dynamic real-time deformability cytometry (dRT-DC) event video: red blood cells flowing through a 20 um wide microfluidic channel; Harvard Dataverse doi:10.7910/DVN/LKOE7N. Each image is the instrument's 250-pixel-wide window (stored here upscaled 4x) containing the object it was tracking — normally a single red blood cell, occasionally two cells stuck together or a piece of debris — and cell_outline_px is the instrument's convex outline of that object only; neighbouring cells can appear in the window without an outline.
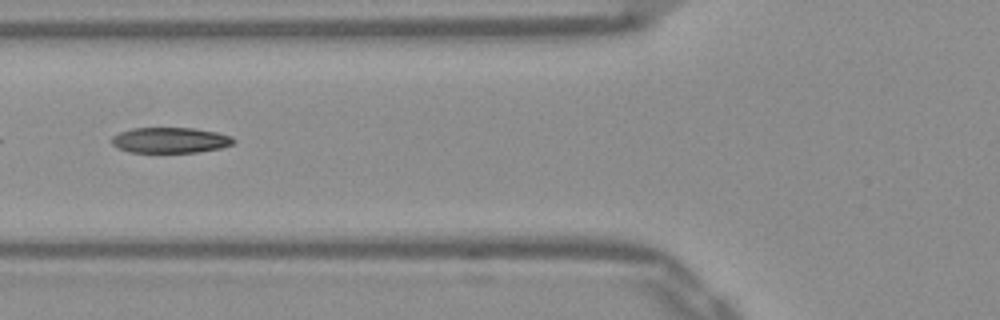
{"species": "Egyptian fruit bat (a non-hibernating species)", "species_latin": "Rousettus aegyptiacus", "temperature_condition": "warm", "stored_images_in_passage": 38, "camera_frame_rate_fps": 3000, "um_per_image_px": 0.085, "frame": {"image": 1, "passage_image": 6, "time_ms": 1.667, "image_size_px": [1000, 320], "cell_outline_px": [[236, 140], [232, 144], [220, 148], [196, 152], [128, 152], [116, 148], [112, 144], [112, 136], [120, 132], [132, 128], [192, 128], [216, 132], [232, 136]], "centroid_in_image_um": [14.44, 11.91], "position_along_channel_um": 111.4, "area_um2": 18.15}}
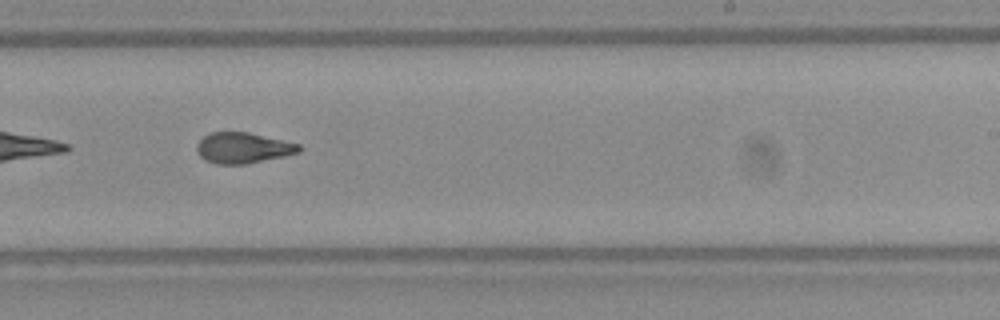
{"frame": {"image": 2, "passage_image": 18, "time_ms": 5.667, "image_size_px": [1000, 320], "cell_outline_px": [[300, 152], [284, 156], [244, 164], [216, 164], [204, 160], [196, 152], [196, 144], [208, 132], [248, 132], [300, 144]], "centroid_in_image_um": [20.61, 12.57], "position_along_channel_um": 268.4, "area_um2": 18.32}}
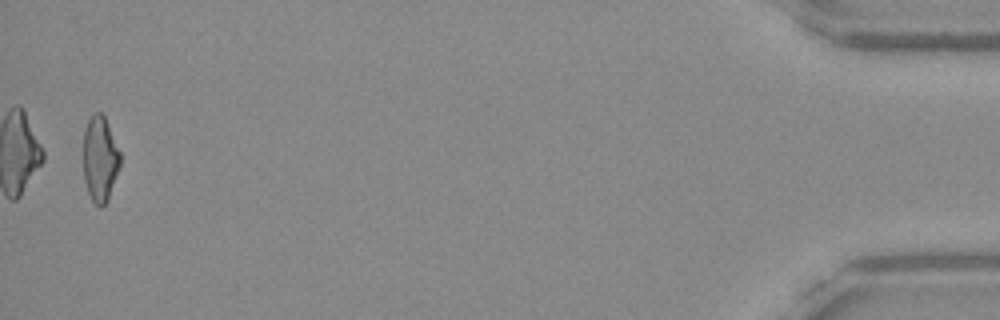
{"frame": {"image": 3, "passage_image": 37, "time_ms": 12.0, "image_size_px": [1000, 320], "cell_outline_px": [[120, 164], [108, 200], [104, 204], [96, 204], [92, 200], [88, 192], [84, 180], [84, 128], [88, 120], [96, 112], [100, 112], [104, 116], [108, 124], [120, 152]], "centroid_in_image_um": [8.5, 13.48], "position_along_channel_um": 426.7, "area_um2": 18.03}, "authors_computed_cell_mechanics": {"area_um2": 18.496, "velocity_mm_per_s": 3.9195, "shape_relaxation_time_tau1_ms": 4.9706, "shape_relaxation_time_tau2_ms": 1.6727, "deformation_change_tau1": 0.1984, "deformation_change_tau2": 0.0975}}